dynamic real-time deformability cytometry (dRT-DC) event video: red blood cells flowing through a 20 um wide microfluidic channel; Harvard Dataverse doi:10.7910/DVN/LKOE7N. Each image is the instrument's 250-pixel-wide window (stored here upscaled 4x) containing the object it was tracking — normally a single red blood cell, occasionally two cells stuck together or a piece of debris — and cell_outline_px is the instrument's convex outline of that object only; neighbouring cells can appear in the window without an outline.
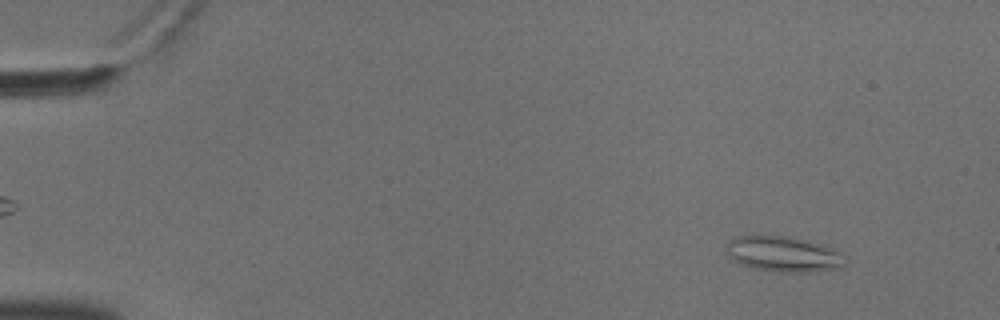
{"species": "common noctule bat (a hibernating species)", "species_latin": "Nyctalus noctula", "temperature_condition": "cold", "stored_images_in_passage": 56, "camera_frame_rate_fps": 3000, "um_per_image_px": 0.085, "animal": {"sex": "male", "body_mass_g": 18.8}, "frame": {"image": 1, "passage_image": 6, "time_ms": 1.667, "image_size_px": [1000, 320], "cell_outline_px": [[844, 264], [840, 268], [808, 272], [776, 272], [756, 268], [740, 264], [728, 256], [728, 244], [736, 236], [788, 236], [820, 244], [836, 252]], "centroid_in_image_um": [66.53, 21.61], "position_along_channel_um": 18.5, "area_um2": 23.7}}
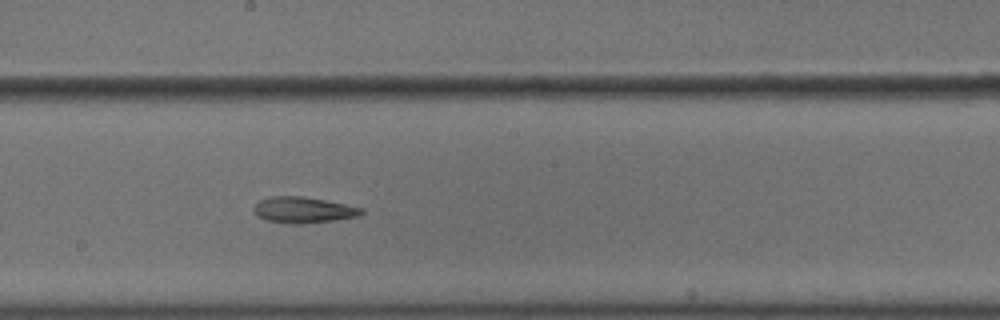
{"frame": {"image": 2, "passage_image": 32, "time_ms": 10.333, "image_size_px": [1000, 320], "cell_outline_px": [[364, 212], [360, 216], [304, 224], [288, 224], [264, 220], [256, 216], [252, 208], [260, 200], [272, 196], [304, 196], [364, 208]], "centroid_in_image_um": [25.75, 17.85], "position_along_channel_um": 222.4, "area_um2": 16.47}}
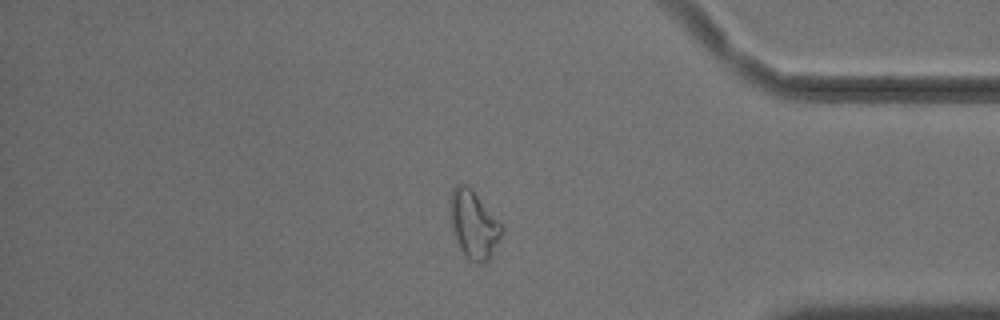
{"frame": {"image": 3, "passage_image": 48, "time_ms": 15.667, "image_size_px": [1000, 320], "cell_outline_px": [[504, 228], [488, 260], [480, 264], [468, 260], [456, 244], [452, 228], [452, 192], [456, 184], [464, 184], [472, 188]], "centroid_in_image_um": [40.27, 19.12], "position_along_channel_um": 394.9, "area_um2": 19.83}, "authors_computed_cell_mechanics": {"area_um2": 18.5538, "velocity_mm_per_s": 3.6213, "shape_relaxation_time_tau1_ms": null, "shape_relaxation_time_tau2_ms": 6.2493, "deformation_change_tau1": null, "deformation_change_tau2": 0.1644}}